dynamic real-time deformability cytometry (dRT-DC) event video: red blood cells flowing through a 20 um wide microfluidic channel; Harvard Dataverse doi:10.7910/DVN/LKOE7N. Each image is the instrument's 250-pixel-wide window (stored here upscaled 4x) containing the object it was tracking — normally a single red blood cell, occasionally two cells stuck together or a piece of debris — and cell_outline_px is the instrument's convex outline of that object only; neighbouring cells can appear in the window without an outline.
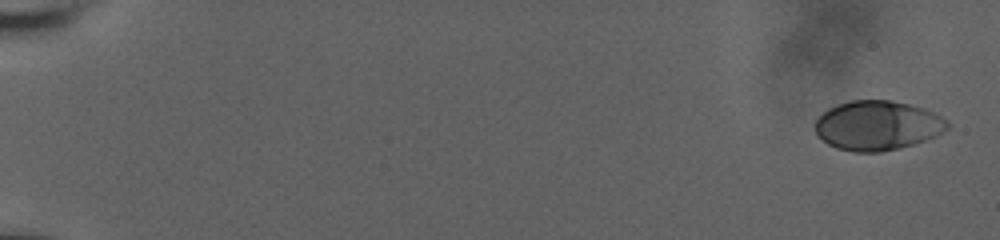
{"species": "human", "species_latin": "Homo sapiens", "temperature_condition": "room temperature", "stored_images_in_passage": 9, "camera_frame_rate_fps": 3000, "um_per_image_px": 0.085, "donor": {"sex": "male"}, "frame": {"image": 1, "passage_image": 1, "time_ms": 0.0, "image_size_px": [1000, 240], "cell_outline_px": [[948, 128], [936, 136], [900, 148], [880, 152], [852, 152], [836, 148], [828, 144], [816, 136], [816, 120], [828, 108], [852, 100], [892, 100], [924, 108], [948, 120]], "centroid_in_image_um": [74.57, 10.67], "position_along_channel_um": 10.4, "area_um2": 38.09}}
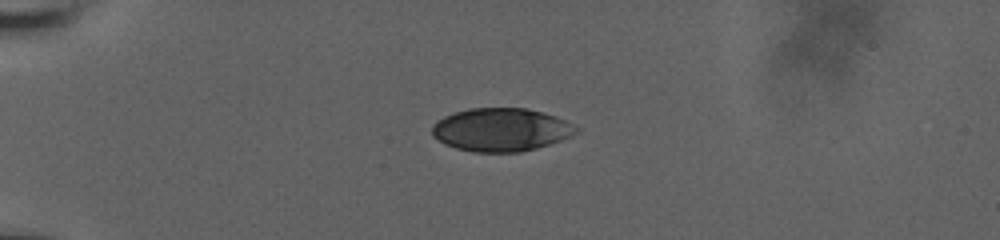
{"frame": {"image": 2, "passage_image": 6, "time_ms": 5.0, "image_size_px": [1000, 240], "cell_outline_px": [[580, 132], [572, 136], [536, 148], [520, 152], [476, 152], [456, 148], [444, 144], [432, 136], [432, 124], [436, 120], [444, 116], [468, 108], [524, 108], [556, 116], [580, 128]], "centroid_in_image_um": [42.58, 11.03], "position_along_channel_um": 42.4, "area_um2": 36.3}}
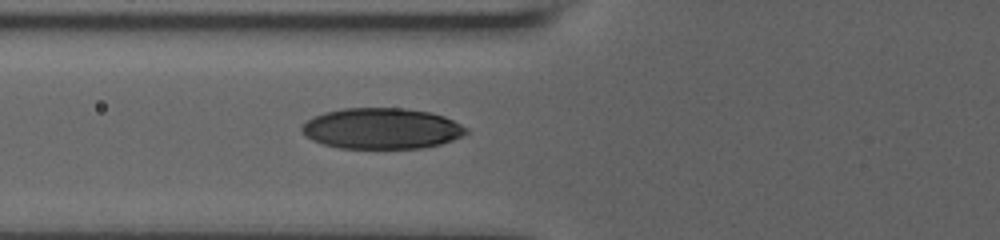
{"frame": {"image": 3, "passage_image": 9, "time_ms": 7.667, "image_size_px": [1000, 240], "cell_outline_px": [[468, 132], [452, 140], [440, 144], [424, 148], [340, 148], [324, 144], [312, 140], [300, 132], [300, 128], [312, 116], [324, 112], [344, 108], [404, 108], [432, 112], [444, 116], [468, 128]], "centroid_in_image_um": [32.43, 10.92], "position_along_channel_um": 93.4, "area_um2": 39.25}}